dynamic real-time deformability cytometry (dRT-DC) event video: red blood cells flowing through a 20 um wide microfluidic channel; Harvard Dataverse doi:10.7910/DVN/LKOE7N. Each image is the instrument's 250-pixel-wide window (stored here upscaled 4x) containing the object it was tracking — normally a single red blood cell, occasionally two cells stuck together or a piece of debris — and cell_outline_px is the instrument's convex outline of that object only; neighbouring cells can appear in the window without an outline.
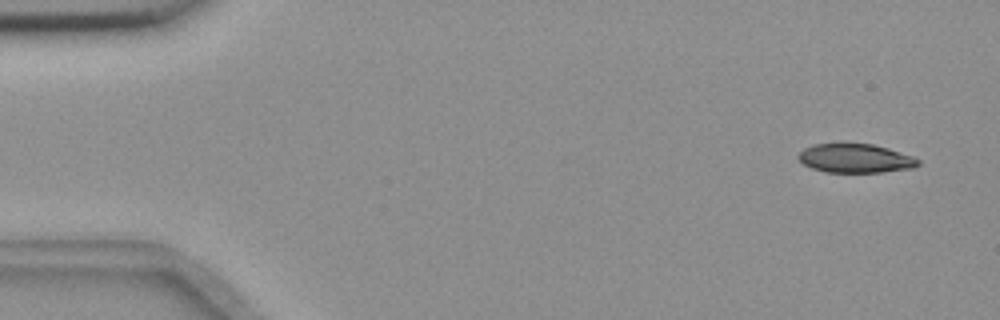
{"species": "common noctule bat (a hibernating species)", "species_latin": "Nyctalus noctula", "temperature_condition": "room temperature", "stored_images_in_passage": 6, "camera_frame_rate_fps": 3000, "um_per_image_px": 0.085, "animal": {"sex": "female", "body_mass_g": 18.4}, "frame": {"image": 1, "passage_image": 1, "time_ms": 0.0, "image_size_px": [1000, 320], "cell_outline_px": [[920, 164], [912, 168], [884, 172], [828, 172], [812, 168], [804, 164], [796, 156], [804, 148], [812, 144], [840, 140], [844, 140], [872, 144], [888, 148], [916, 156], [920, 160]], "centroid_in_image_um": [72.7, 13.4], "position_along_channel_um": 12.3, "area_um2": 21.15}}
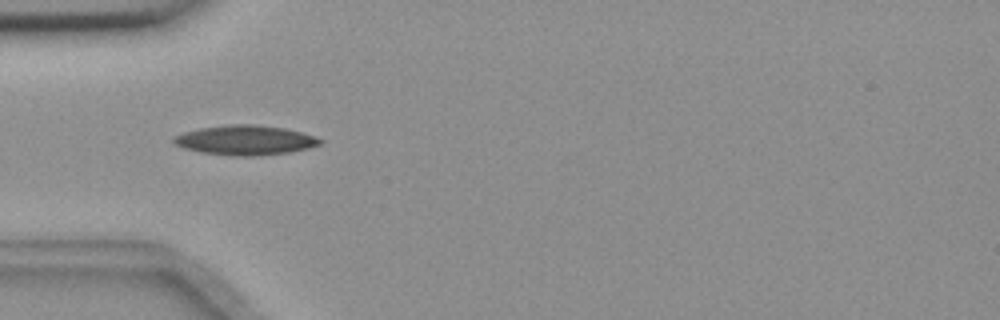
{"frame": {"image": 2, "passage_image": 5, "time_ms": 1.333, "image_size_px": [1000, 320], "cell_outline_px": [[324, 140], [320, 144], [308, 148], [288, 152], [252, 156], [240, 156], [200, 152], [184, 148], [176, 144], [172, 140], [176, 136], [184, 132], [200, 128], [232, 124], [252, 124], [284, 128], [300, 132]], "centroid_in_image_um": [20.84, 11.91], "position_along_channel_um": 64.2, "area_um2": 24.85}}
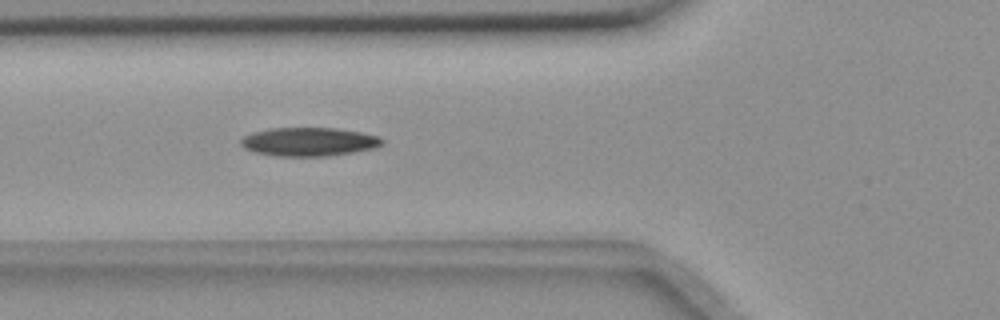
{"frame": {"image": 3, "passage_image": 6, "time_ms": 1.667, "image_size_px": [1000, 320], "cell_outline_px": [[384, 144], [376, 148], [328, 156], [276, 156], [256, 152], [244, 148], [240, 144], [240, 140], [244, 136], [252, 132], [268, 128], [336, 128], [360, 132], [380, 136], [384, 140]], "centroid_in_image_um": [26.27, 12.04], "position_along_channel_um": 99.5, "area_um2": 23.7}}